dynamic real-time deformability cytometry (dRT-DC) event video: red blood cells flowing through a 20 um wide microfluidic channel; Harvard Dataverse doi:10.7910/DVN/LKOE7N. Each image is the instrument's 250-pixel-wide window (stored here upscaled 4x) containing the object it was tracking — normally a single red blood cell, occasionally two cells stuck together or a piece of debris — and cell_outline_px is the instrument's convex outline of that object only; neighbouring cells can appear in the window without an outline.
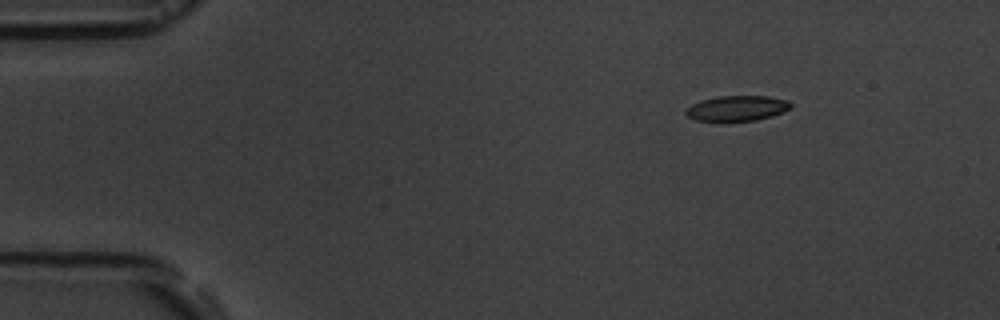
{"species": "common noctule bat (a hibernating species)", "species_latin": "Nyctalus noctula", "temperature_condition": "room temperature", "stored_images_in_passage": 15, "camera_frame_rate_fps": 3000, "um_per_image_px": 0.085, "animal": {"sex": "male", "body_mass_g": 19.5, "forearm_length_mm": 54.6}, "frame": {"image": 1, "passage_image": 1, "time_ms": 0.0, "image_size_px": [1000, 320], "cell_outline_px": [[792, 108], [784, 112], [772, 116], [756, 120], [696, 120], [688, 116], [684, 112], [684, 108], [700, 100], [716, 96], [768, 96], [788, 100], [792, 104]], "centroid_in_image_um": [62.66, 9.18], "position_along_channel_um": 22.3, "area_um2": 15.49}}
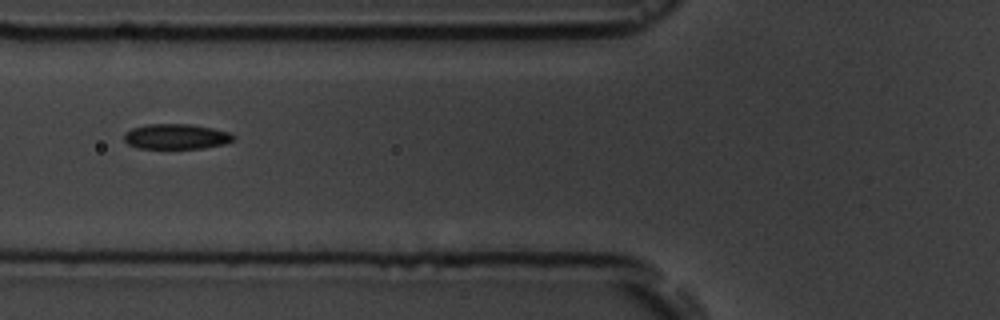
{"frame": {"image": 2, "passage_image": 5, "time_ms": 4.667, "image_size_px": [1000, 320], "cell_outline_px": [[236, 136], [232, 140], [224, 144], [200, 148], [136, 148], [128, 144], [124, 140], [124, 132], [132, 128], [148, 124], [188, 124], [212, 128], [228, 132]], "centroid_in_image_um": [14.93, 11.6], "position_along_channel_um": 110.9, "area_um2": 15.95}}
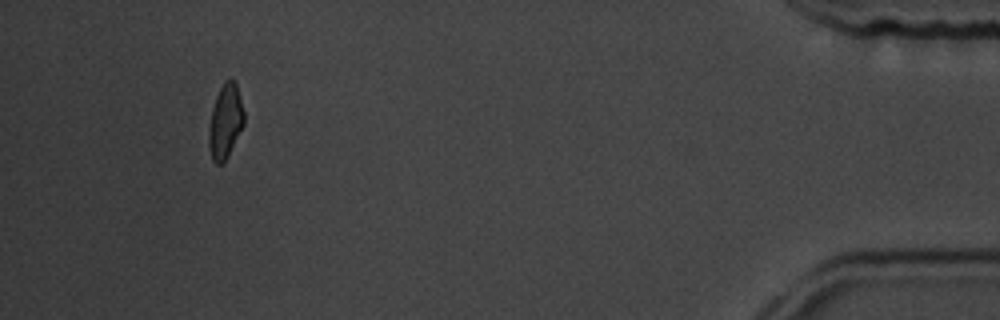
{"frame": {"image": 3, "passage_image": 14, "time_ms": 15.0, "image_size_px": [1000, 320], "cell_outline_px": [[244, 124], [228, 156], [220, 164], [216, 164], [212, 160], [208, 144], [208, 132], [212, 108], [216, 96], [224, 80], [228, 76], [236, 84], [244, 112]], "centroid_in_image_um": [19.14, 10.31], "position_along_channel_um": 416.1, "area_um2": 15.2}, "authors_computed_cell_mechanics": {"area_um2": 15.9528, "velocity_mm_per_s": 3.6112, "shape_relaxation_time_tau1_ms": 7.6544, "shape_relaxation_time_tau2_ms": 5.274, "deformation_change_tau1": 0.1813, "deformation_change_tau2": 0.1048}}